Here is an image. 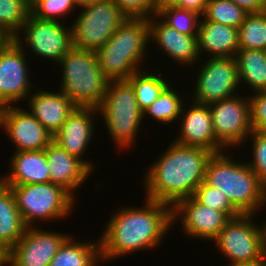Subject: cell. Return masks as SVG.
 <instances>
[{"label":"cell","instance_id":"obj_21","mask_svg":"<svg viewBox=\"0 0 266 266\" xmlns=\"http://www.w3.org/2000/svg\"><path fill=\"white\" fill-rule=\"evenodd\" d=\"M36 90L28 97V111L54 136L76 106L60 90L47 92L37 87Z\"/></svg>","mask_w":266,"mask_h":266},{"label":"cell","instance_id":"obj_41","mask_svg":"<svg viewBox=\"0 0 266 266\" xmlns=\"http://www.w3.org/2000/svg\"><path fill=\"white\" fill-rule=\"evenodd\" d=\"M176 0H153L156 9L165 6V5H172Z\"/></svg>","mask_w":266,"mask_h":266},{"label":"cell","instance_id":"obj_10","mask_svg":"<svg viewBox=\"0 0 266 266\" xmlns=\"http://www.w3.org/2000/svg\"><path fill=\"white\" fill-rule=\"evenodd\" d=\"M63 24L60 21L40 20L29 14L13 40L21 48L25 46L32 50L33 54L48 58L56 65L73 47L71 26L69 28Z\"/></svg>","mask_w":266,"mask_h":266},{"label":"cell","instance_id":"obj_46","mask_svg":"<svg viewBox=\"0 0 266 266\" xmlns=\"http://www.w3.org/2000/svg\"><path fill=\"white\" fill-rule=\"evenodd\" d=\"M0 262H7L6 253L0 248Z\"/></svg>","mask_w":266,"mask_h":266},{"label":"cell","instance_id":"obj_24","mask_svg":"<svg viewBox=\"0 0 266 266\" xmlns=\"http://www.w3.org/2000/svg\"><path fill=\"white\" fill-rule=\"evenodd\" d=\"M26 228L11 188L0 181V248L7 253L23 237Z\"/></svg>","mask_w":266,"mask_h":266},{"label":"cell","instance_id":"obj_5","mask_svg":"<svg viewBox=\"0 0 266 266\" xmlns=\"http://www.w3.org/2000/svg\"><path fill=\"white\" fill-rule=\"evenodd\" d=\"M62 71L60 91L76 107L98 108L109 80L102 72L95 51L72 47L56 64Z\"/></svg>","mask_w":266,"mask_h":266},{"label":"cell","instance_id":"obj_37","mask_svg":"<svg viewBox=\"0 0 266 266\" xmlns=\"http://www.w3.org/2000/svg\"><path fill=\"white\" fill-rule=\"evenodd\" d=\"M250 95L252 131H266V90Z\"/></svg>","mask_w":266,"mask_h":266},{"label":"cell","instance_id":"obj_14","mask_svg":"<svg viewBox=\"0 0 266 266\" xmlns=\"http://www.w3.org/2000/svg\"><path fill=\"white\" fill-rule=\"evenodd\" d=\"M70 235L27 227L23 237L6 253L8 266H49Z\"/></svg>","mask_w":266,"mask_h":266},{"label":"cell","instance_id":"obj_26","mask_svg":"<svg viewBox=\"0 0 266 266\" xmlns=\"http://www.w3.org/2000/svg\"><path fill=\"white\" fill-rule=\"evenodd\" d=\"M240 85H246L252 92L266 90V50H238L235 56ZM244 82V83H242Z\"/></svg>","mask_w":266,"mask_h":266},{"label":"cell","instance_id":"obj_32","mask_svg":"<svg viewBox=\"0 0 266 266\" xmlns=\"http://www.w3.org/2000/svg\"><path fill=\"white\" fill-rule=\"evenodd\" d=\"M30 12L26 0H0V26L14 38Z\"/></svg>","mask_w":266,"mask_h":266},{"label":"cell","instance_id":"obj_47","mask_svg":"<svg viewBox=\"0 0 266 266\" xmlns=\"http://www.w3.org/2000/svg\"><path fill=\"white\" fill-rule=\"evenodd\" d=\"M0 266H7V262H0Z\"/></svg>","mask_w":266,"mask_h":266},{"label":"cell","instance_id":"obj_39","mask_svg":"<svg viewBox=\"0 0 266 266\" xmlns=\"http://www.w3.org/2000/svg\"><path fill=\"white\" fill-rule=\"evenodd\" d=\"M248 13L266 11V0H230Z\"/></svg>","mask_w":266,"mask_h":266},{"label":"cell","instance_id":"obj_19","mask_svg":"<svg viewBox=\"0 0 266 266\" xmlns=\"http://www.w3.org/2000/svg\"><path fill=\"white\" fill-rule=\"evenodd\" d=\"M148 23L149 41H154L158 49L160 46L162 53L184 67L185 65L190 67L196 61L199 63L198 35L188 36L178 32L161 20L157 14L149 18Z\"/></svg>","mask_w":266,"mask_h":266},{"label":"cell","instance_id":"obj_48","mask_svg":"<svg viewBox=\"0 0 266 266\" xmlns=\"http://www.w3.org/2000/svg\"><path fill=\"white\" fill-rule=\"evenodd\" d=\"M264 233H266V223L263 224Z\"/></svg>","mask_w":266,"mask_h":266},{"label":"cell","instance_id":"obj_25","mask_svg":"<svg viewBox=\"0 0 266 266\" xmlns=\"http://www.w3.org/2000/svg\"><path fill=\"white\" fill-rule=\"evenodd\" d=\"M73 240L72 236H69L62 243L49 266H99L100 239L81 243Z\"/></svg>","mask_w":266,"mask_h":266},{"label":"cell","instance_id":"obj_44","mask_svg":"<svg viewBox=\"0 0 266 266\" xmlns=\"http://www.w3.org/2000/svg\"><path fill=\"white\" fill-rule=\"evenodd\" d=\"M74 1L79 8L83 5L90 4V3H93V2L99 1V0H74Z\"/></svg>","mask_w":266,"mask_h":266},{"label":"cell","instance_id":"obj_33","mask_svg":"<svg viewBox=\"0 0 266 266\" xmlns=\"http://www.w3.org/2000/svg\"><path fill=\"white\" fill-rule=\"evenodd\" d=\"M193 197L202 205L224 212L229 218H234L242 213L231 203L230 199L220 192V189L213 188L202 182L196 189Z\"/></svg>","mask_w":266,"mask_h":266},{"label":"cell","instance_id":"obj_43","mask_svg":"<svg viewBox=\"0 0 266 266\" xmlns=\"http://www.w3.org/2000/svg\"><path fill=\"white\" fill-rule=\"evenodd\" d=\"M42 1L44 0H26L28 11L31 12Z\"/></svg>","mask_w":266,"mask_h":266},{"label":"cell","instance_id":"obj_16","mask_svg":"<svg viewBox=\"0 0 266 266\" xmlns=\"http://www.w3.org/2000/svg\"><path fill=\"white\" fill-rule=\"evenodd\" d=\"M179 219L182 220L181 228L185 235L212 242L230 218L224 212L202 205L191 196L172 207V223Z\"/></svg>","mask_w":266,"mask_h":266},{"label":"cell","instance_id":"obj_2","mask_svg":"<svg viewBox=\"0 0 266 266\" xmlns=\"http://www.w3.org/2000/svg\"><path fill=\"white\" fill-rule=\"evenodd\" d=\"M212 155L200 147L171 142L145 172V198L173 207L178 201L193 196L204 182L206 165Z\"/></svg>","mask_w":266,"mask_h":266},{"label":"cell","instance_id":"obj_30","mask_svg":"<svg viewBox=\"0 0 266 266\" xmlns=\"http://www.w3.org/2000/svg\"><path fill=\"white\" fill-rule=\"evenodd\" d=\"M248 12L230 0H209L201 15L204 20L238 28Z\"/></svg>","mask_w":266,"mask_h":266},{"label":"cell","instance_id":"obj_6","mask_svg":"<svg viewBox=\"0 0 266 266\" xmlns=\"http://www.w3.org/2000/svg\"><path fill=\"white\" fill-rule=\"evenodd\" d=\"M97 110L104 117L105 127L119 150L134 145L144 118L132 84L127 79L108 82L105 96Z\"/></svg>","mask_w":266,"mask_h":266},{"label":"cell","instance_id":"obj_9","mask_svg":"<svg viewBox=\"0 0 266 266\" xmlns=\"http://www.w3.org/2000/svg\"><path fill=\"white\" fill-rule=\"evenodd\" d=\"M254 214H241L230 218L213 240L220 253L230 264L263 260V225L251 220ZM215 241V242H214Z\"/></svg>","mask_w":266,"mask_h":266},{"label":"cell","instance_id":"obj_28","mask_svg":"<svg viewBox=\"0 0 266 266\" xmlns=\"http://www.w3.org/2000/svg\"><path fill=\"white\" fill-rule=\"evenodd\" d=\"M177 92L179 91H175V87L173 89V85L170 84L143 112V118L148 115V117L151 116L153 117L152 119H156L154 121H158L161 124L168 123L167 125L178 121L184 107V98Z\"/></svg>","mask_w":266,"mask_h":266},{"label":"cell","instance_id":"obj_7","mask_svg":"<svg viewBox=\"0 0 266 266\" xmlns=\"http://www.w3.org/2000/svg\"><path fill=\"white\" fill-rule=\"evenodd\" d=\"M8 187L13 192L16 206L27 227L37 226L36 222H49V219L62 220L74 211L76 198L52 182Z\"/></svg>","mask_w":266,"mask_h":266},{"label":"cell","instance_id":"obj_40","mask_svg":"<svg viewBox=\"0 0 266 266\" xmlns=\"http://www.w3.org/2000/svg\"><path fill=\"white\" fill-rule=\"evenodd\" d=\"M13 38L0 26V48L8 45Z\"/></svg>","mask_w":266,"mask_h":266},{"label":"cell","instance_id":"obj_29","mask_svg":"<svg viewBox=\"0 0 266 266\" xmlns=\"http://www.w3.org/2000/svg\"><path fill=\"white\" fill-rule=\"evenodd\" d=\"M238 50H266V11L248 13L238 27Z\"/></svg>","mask_w":266,"mask_h":266},{"label":"cell","instance_id":"obj_13","mask_svg":"<svg viewBox=\"0 0 266 266\" xmlns=\"http://www.w3.org/2000/svg\"><path fill=\"white\" fill-rule=\"evenodd\" d=\"M23 49L14 40L0 48V107L28 101L31 89L36 88L29 81L27 53Z\"/></svg>","mask_w":266,"mask_h":266},{"label":"cell","instance_id":"obj_12","mask_svg":"<svg viewBox=\"0 0 266 266\" xmlns=\"http://www.w3.org/2000/svg\"><path fill=\"white\" fill-rule=\"evenodd\" d=\"M235 94L209 105L215 137L226 149L239 148L252 133L249 97Z\"/></svg>","mask_w":266,"mask_h":266},{"label":"cell","instance_id":"obj_18","mask_svg":"<svg viewBox=\"0 0 266 266\" xmlns=\"http://www.w3.org/2000/svg\"><path fill=\"white\" fill-rule=\"evenodd\" d=\"M97 113L98 110L96 108L75 107L62 124L61 129L53 136L54 142L69 154L84 161L93 171V163L91 160H84L83 155L86 153L85 150L90 144L89 142H91L94 137V117Z\"/></svg>","mask_w":266,"mask_h":266},{"label":"cell","instance_id":"obj_42","mask_svg":"<svg viewBox=\"0 0 266 266\" xmlns=\"http://www.w3.org/2000/svg\"><path fill=\"white\" fill-rule=\"evenodd\" d=\"M229 266H265L263 260L249 263L229 264Z\"/></svg>","mask_w":266,"mask_h":266},{"label":"cell","instance_id":"obj_3","mask_svg":"<svg viewBox=\"0 0 266 266\" xmlns=\"http://www.w3.org/2000/svg\"><path fill=\"white\" fill-rule=\"evenodd\" d=\"M222 151L214 153L205 169L204 182L226 194L242 214L266 207V187L246 162H235ZM257 210V211H256Z\"/></svg>","mask_w":266,"mask_h":266},{"label":"cell","instance_id":"obj_20","mask_svg":"<svg viewBox=\"0 0 266 266\" xmlns=\"http://www.w3.org/2000/svg\"><path fill=\"white\" fill-rule=\"evenodd\" d=\"M51 182L68 191L73 197L76 189L83 186L93 170L78 157L69 154L52 141L45 149Z\"/></svg>","mask_w":266,"mask_h":266},{"label":"cell","instance_id":"obj_15","mask_svg":"<svg viewBox=\"0 0 266 266\" xmlns=\"http://www.w3.org/2000/svg\"><path fill=\"white\" fill-rule=\"evenodd\" d=\"M17 106L0 107V127L15 145V152L44 150L53 136L28 110Z\"/></svg>","mask_w":266,"mask_h":266},{"label":"cell","instance_id":"obj_36","mask_svg":"<svg viewBox=\"0 0 266 266\" xmlns=\"http://www.w3.org/2000/svg\"><path fill=\"white\" fill-rule=\"evenodd\" d=\"M127 18L149 19L157 14L153 0H112ZM150 15V16H149Z\"/></svg>","mask_w":266,"mask_h":266},{"label":"cell","instance_id":"obj_27","mask_svg":"<svg viewBox=\"0 0 266 266\" xmlns=\"http://www.w3.org/2000/svg\"><path fill=\"white\" fill-rule=\"evenodd\" d=\"M140 70L127 80L132 84L138 106L144 112L170 85L162 74ZM161 75V76H160ZM164 77V78H163Z\"/></svg>","mask_w":266,"mask_h":266},{"label":"cell","instance_id":"obj_1","mask_svg":"<svg viewBox=\"0 0 266 266\" xmlns=\"http://www.w3.org/2000/svg\"><path fill=\"white\" fill-rule=\"evenodd\" d=\"M145 199L140 207L118 208L106 224L100 239L102 263L140 250H151L161 244L172 224V207Z\"/></svg>","mask_w":266,"mask_h":266},{"label":"cell","instance_id":"obj_8","mask_svg":"<svg viewBox=\"0 0 266 266\" xmlns=\"http://www.w3.org/2000/svg\"><path fill=\"white\" fill-rule=\"evenodd\" d=\"M79 9L81 13L70 24L76 49L98 51L127 19L112 0L95 1Z\"/></svg>","mask_w":266,"mask_h":266},{"label":"cell","instance_id":"obj_23","mask_svg":"<svg viewBox=\"0 0 266 266\" xmlns=\"http://www.w3.org/2000/svg\"><path fill=\"white\" fill-rule=\"evenodd\" d=\"M201 19L198 28L200 57L203 53L210 58L235 57L239 47L238 28Z\"/></svg>","mask_w":266,"mask_h":266},{"label":"cell","instance_id":"obj_22","mask_svg":"<svg viewBox=\"0 0 266 266\" xmlns=\"http://www.w3.org/2000/svg\"><path fill=\"white\" fill-rule=\"evenodd\" d=\"M9 161L10 172L0 176L6 186L51 182L45 150L14 152Z\"/></svg>","mask_w":266,"mask_h":266},{"label":"cell","instance_id":"obj_34","mask_svg":"<svg viewBox=\"0 0 266 266\" xmlns=\"http://www.w3.org/2000/svg\"><path fill=\"white\" fill-rule=\"evenodd\" d=\"M76 7L74 0H44L39 3L30 14L40 20L60 21L66 19ZM59 18V19H58Z\"/></svg>","mask_w":266,"mask_h":266},{"label":"cell","instance_id":"obj_4","mask_svg":"<svg viewBox=\"0 0 266 266\" xmlns=\"http://www.w3.org/2000/svg\"><path fill=\"white\" fill-rule=\"evenodd\" d=\"M149 41L146 18H127L96 51L99 66L109 80H126L140 71ZM146 49V50H145ZM144 58V60H143Z\"/></svg>","mask_w":266,"mask_h":266},{"label":"cell","instance_id":"obj_31","mask_svg":"<svg viewBox=\"0 0 266 266\" xmlns=\"http://www.w3.org/2000/svg\"><path fill=\"white\" fill-rule=\"evenodd\" d=\"M157 15L173 29L188 36L198 35L201 15L192 10L165 5L157 9Z\"/></svg>","mask_w":266,"mask_h":266},{"label":"cell","instance_id":"obj_45","mask_svg":"<svg viewBox=\"0 0 266 266\" xmlns=\"http://www.w3.org/2000/svg\"><path fill=\"white\" fill-rule=\"evenodd\" d=\"M263 262L266 266V233L264 234L263 238Z\"/></svg>","mask_w":266,"mask_h":266},{"label":"cell","instance_id":"obj_17","mask_svg":"<svg viewBox=\"0 0 266 266\" xmlns=\"http://www.w3.org/2000/svg\"><path fill=\"white\" fill-rule=\"evenodd\" d=\"M190 103L189 108L185 105L183 107L179 117L180 133L174 142L184 146L200 147L213 154L226 151L215 137L209 105L193 101Z\"/></svg>","mask_w":266,"mask_h":266},{"label":"cell","instance_id":"obj_35","mask_svg":"<svg viewBox=\"0 0 266 266\" xmlns=\"http://www.w3.org/2000/svg\"><path fill=\"white\" fill-rule=\"evenodd\" d=\"M249 136L250 142L253 141L251 145L253 149V161L251 159L247 164L266 187V131H252Z\"/></svg>","mask_w":266,"mask_h":266},{"label":"cell","instance_id":"obj_38","mask_svg":"<svg viewBox=\"0 0 266 266\" xmlns=\"http://www.w3.org/2000/svg\"><path fill=\"white\" fill-rule=\"evenodd\" d=\"M208 1L209 0H176L172 5L179 9L192 10L202 15Z\"/></svg>","mask_w":266,"mask_h":266},{"label":"cell","instance_id":"obj_11","mask_svg":"<svg viewBox=\"0 0 266 266\" xmlns=\"http://www.w3.org/2000/svg\"><path fill=\"white\" fill-rule=\"evenodd\" d=\"M195 81L191 98L198 104L210 105L235 96V91L240 88L236 58L209 57L201 64Z\"/></svg>","mask_w":266,"mask_h":266}]
</instances>
